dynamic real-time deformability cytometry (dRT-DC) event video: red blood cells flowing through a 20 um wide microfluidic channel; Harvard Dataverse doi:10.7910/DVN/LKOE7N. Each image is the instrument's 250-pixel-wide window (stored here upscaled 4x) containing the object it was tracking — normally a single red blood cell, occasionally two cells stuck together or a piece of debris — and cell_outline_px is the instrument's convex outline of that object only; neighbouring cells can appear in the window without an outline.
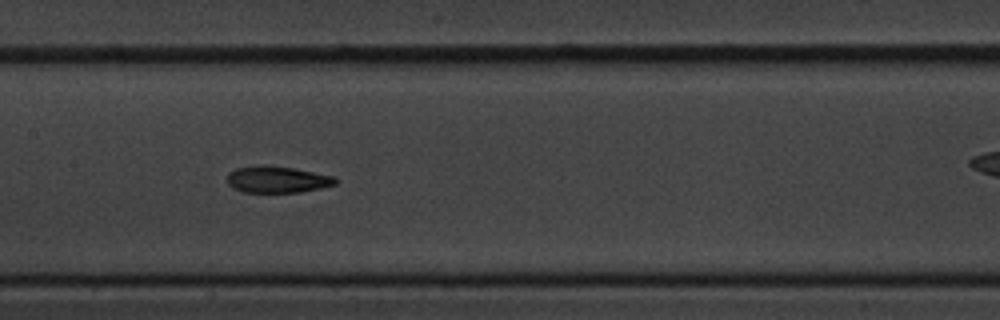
{"species": "common noctule bat (a hibernating species)", "species_latin": "Nyctalus noctula", "temperature_condition": "cold", "stored_images_in_passage": 13, "camera_frame_rate_fps": 3000, "um_per_image_px": 0.085, "animal": {"sex": "male", "body_mass_g": 20.1, "forearm_length_mm": 53.5}, "frame": {"image": 1, "passage_image": 8, "time_ms": 8.0, "image_size_px": [1000, 320], "cell_outline_px": [[340, 180], [336, 184], [320, 188], [300, 192], [244, 192], [232, 188], [228, 184], [228, 172], [236, 168], [292, 168], [336, 176]], "centroid_in_image_um": [23.64, 15.3], "position_along_channel_um": 183.8, "area_um2": 16.13}}
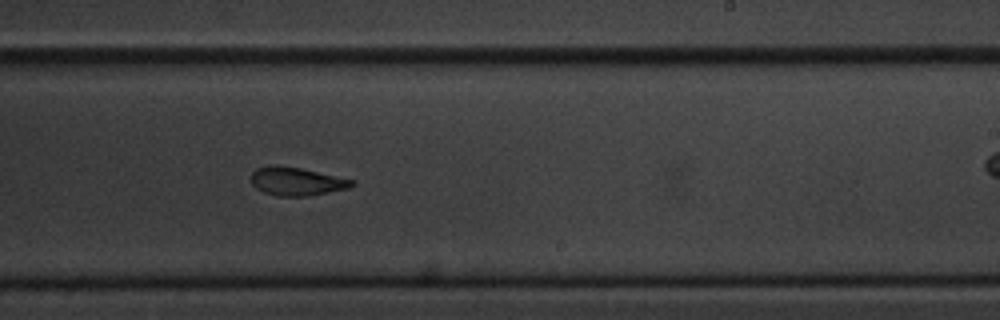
{"frame": {"image": 2, "passage_image": 10, "time_ms": 10.333, "image_size_px": [1000, 320], "cell_outline_px": [[356, 184], [348, 188], [308, 196], [276, 196], [264, 192], [256, 188], [252, 184], [252, 172], [256, 168], [268, 164], [276, 164], [300, 168], [356, 180]], "centroid_in_image_um": [25.2, 15.4], "position_along_channel_um": 263.8, "area_um2": 16.76}}
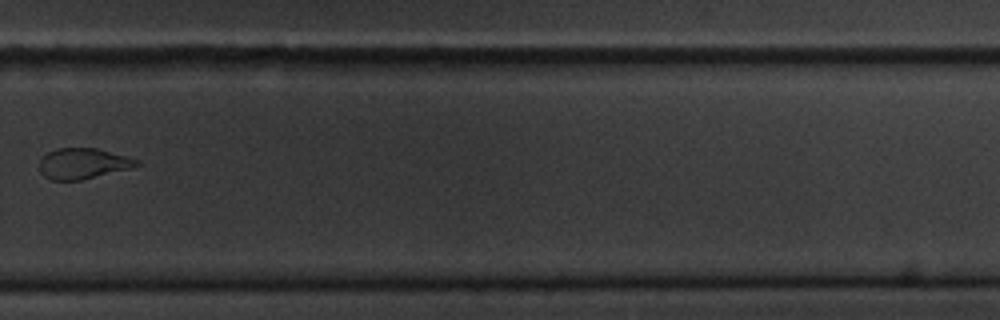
{"frame": {"image": 3, "passage_image": 13, "time_ms": 14.667, "image_size_px": [1000, 320], "cell_outline_px": [[144, 164], [132, 168], [80, 180], [52, 180], [44, 176], [40, 172], [40, 160], [48, 152], [60, 148], [96, 148], [128, 156], [140, 160]], "centroid_in_image_um": [7.12, 13.9], "position_along_channel_um": 322.7, "area_um2": 17.46}}